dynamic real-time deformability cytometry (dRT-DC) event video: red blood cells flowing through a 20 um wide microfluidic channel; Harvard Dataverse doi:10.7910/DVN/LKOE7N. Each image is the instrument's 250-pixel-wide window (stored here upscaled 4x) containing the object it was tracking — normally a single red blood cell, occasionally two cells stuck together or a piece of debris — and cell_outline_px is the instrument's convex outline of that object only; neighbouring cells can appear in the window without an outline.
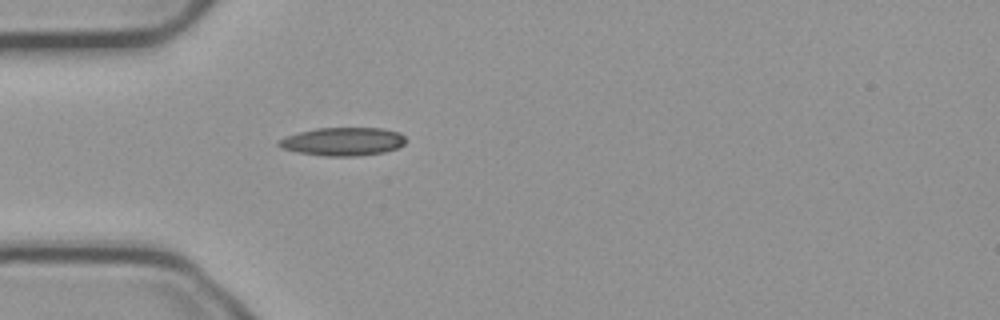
{"species": "common noctule bat (a hibernating species)", "species_latin": "Nyctalus noctula", "temperature_condition": "cold", "stored_images_in_passage": 29, "camera_frame_rate_fps": 3000, "um_per_image_px": 0.085, "animal": {"sex": "male", "body_mass_g": 23.1, "forearm_length_mm": 52.7}, "frame": {"image": 1, "passage_image": 1, "time_ms": 0.0, "image_size_px": [1000, 320], "cell_outline_px": [[404, 144], [396, 148], [384, 152], [356, 156], [324, 156], [296, 152], [280, 148], [276, 144], [284, 136], [316, 128], [380, 128], [400, 132], [404, 136]], "centroid_in_image_um": [29.11, 12.03], "position_along_channel_um": 55.9, "area_um2": 20.92}}
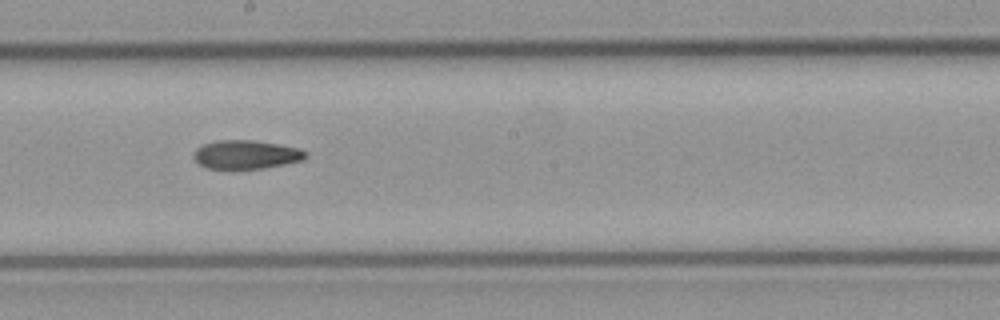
{"frame": {"image": 2, "passage_image": 15, "time_ms": 4.667, "image_size_px": [1000, 320], "cell_outline_px": [[308, 156], [304, 160], [264, 168], [208, 168], [200, 164], [192, 156], [196, 148], [204, 144], [216, 140], [252, 140], [276, 144], [296, 148], [308, 152]], "centroid_in_image_um": [20.92, 13.13], "position_along_channel_um": 227.3, "area_um2": 18.5}}
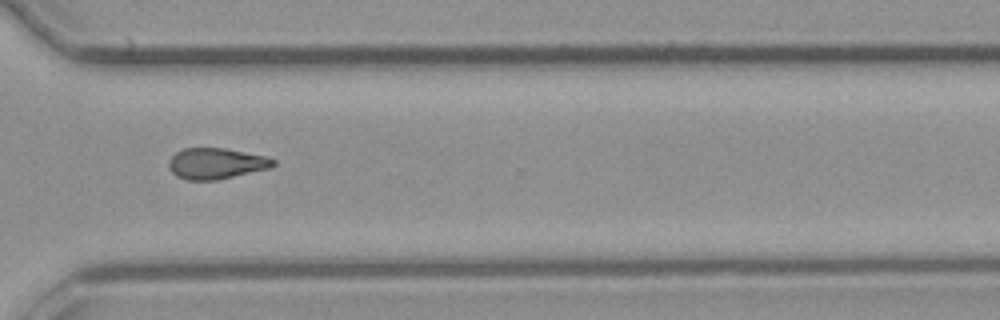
{"frame": {"image": 3, "passage_image": 25, "time_ms": 8.0, "image_size_px": [1000, 320], "cell_outline_px": [[276, 164], [268, 168], [216, 180], [188, 180], [176, 176], [168, 168], [168, 160], [176, 152], [184, 148], [224, 148], [264, 156], [276, 160]], "centroid_in_image_um": [18.32, 13.89], "position_along_channel_um": 352.3, "area_um2": 18.67}}